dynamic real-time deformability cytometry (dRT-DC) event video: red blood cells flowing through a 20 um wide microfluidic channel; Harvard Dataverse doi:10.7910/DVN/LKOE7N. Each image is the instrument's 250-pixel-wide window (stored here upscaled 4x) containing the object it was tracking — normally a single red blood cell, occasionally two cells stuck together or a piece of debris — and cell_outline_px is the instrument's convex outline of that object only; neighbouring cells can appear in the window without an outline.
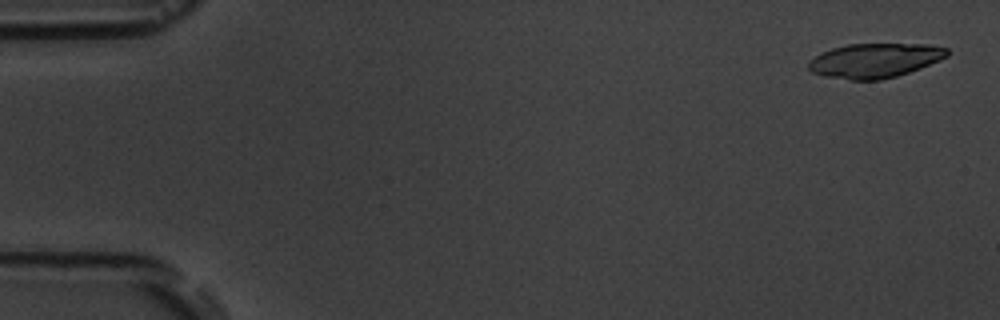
{"species": "common noctule bat (a hibernating species)", "species_latin": "Nyctalus noctula", "temperature_condition": "room temperature", "stored_images_in_passage": 5, "camera_frame_rate_fps": 3000, "um_per_image_px": 0.085, "animal": {"sex": "male", "body_mass_g": 19.5, "forearm_length_mm": 54.6}, "frame": {"image": 1, "passage_image": 1, "time_ms": 0.0, "image_size_px": [1000, 320], "cell_outline_px": [[948, 56], [920, 68], [896, 76], [880, 80], [848, 80], [824, 76], [812, 72], [808, 68], [808, 64], [820, 52], [832, 48], [848, 44], [928, 44], [948, 48]], "centroid_in_image_um": [74.35, 5.14], "position_along_channel_um": 10.7, "area_um2": 27.74}}